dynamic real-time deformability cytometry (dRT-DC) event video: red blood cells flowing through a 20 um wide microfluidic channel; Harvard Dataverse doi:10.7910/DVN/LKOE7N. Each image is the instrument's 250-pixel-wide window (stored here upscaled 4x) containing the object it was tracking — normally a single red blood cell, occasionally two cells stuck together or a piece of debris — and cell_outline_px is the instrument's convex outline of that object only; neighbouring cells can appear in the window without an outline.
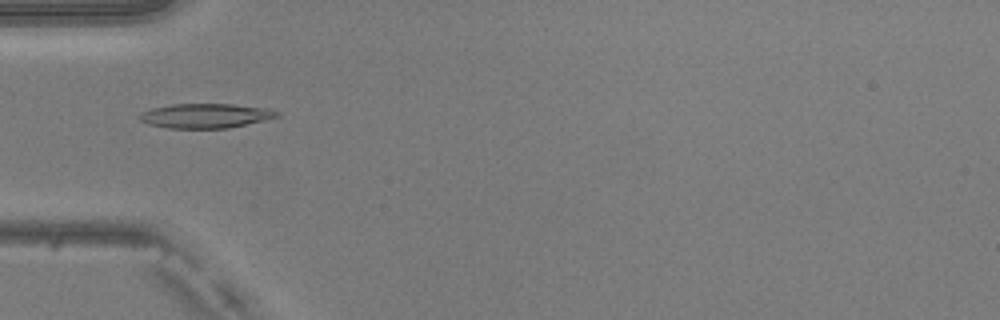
{"species": "common noctule bat (a hibernating species)", "species_latin": "Nyctalus noctula", "temperature_condition": "warm", "stored_images_in_passage": 38, "camera_frame_rate_fps": 3000, "um_per_image_px": 0.085, "animal": {"sex": "male", "body_mass_g": 20.5, "forearm_length_mm": 52.5}, "frame": {"image": 1, "passage_image": 5, "time_ms": 1.333, "image_size_px": [1000, 320], "cell_outline_px": [[280, 116], [264, 120], [228, 128], [168, 128], [148, 124], [140, 120], [140, 112], [152, 108], [172, 104], [232, 104], [268, 108], [280, 112]], "centroid_in_image_um": [17.48, 9.83], "position_along_channel_um": 67.5, "area_um2": 19.59}}
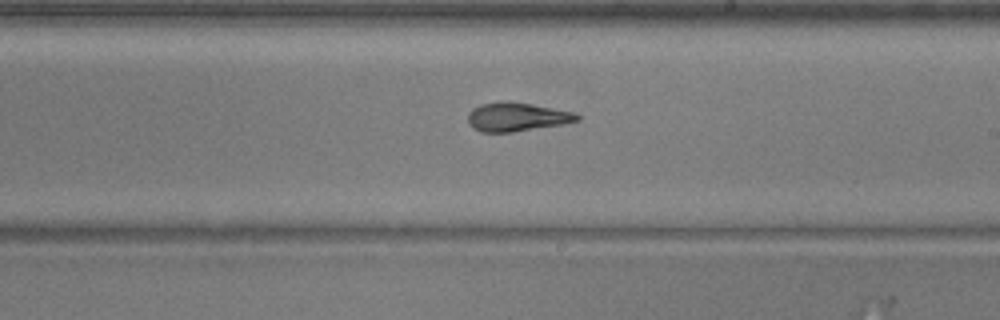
{"frame": {"image": 2, "passage_image": 18, "time_ms": 5.667, "image_size_px": [1000, 320], "cell_outline_px": [[580, 120], [560, 124], [512, 132], [480, 132], [472, 128], [468, 124], [468, 112], [472, 108], [480, 104], [504, 100], [508, 100], [532, 104], [572, 112], [580, 116]], "centroid_in_image_um": [43.84, 9.92], "position_along_channel_um": 245.2, "area_um2": 18.32}}
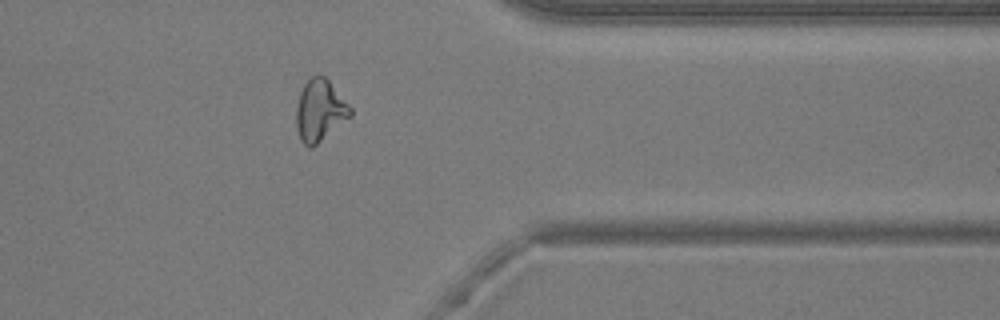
{"frame": {"image": 3, "passage_image": 29, "time_ms": 9.333, "image_size_px": [1000, 320], "cell_outline_px": [[352, 116], [312, 148], [308, 148], [300, 140], [296, 128], [296, 108], [300, 92], [304, 84], [312, 76], [324, 76], [328, 80], [352, 108]], "centroid_in_image_um": [27.18, 9.43], "position_along_channel_um": 384.2, "area_um2": 19.42}, "authors_computed_cell_mechanics": {"area_um2": 18.496, "velocity_mm_per_s": 4.0797, "shape_relaxation_time_tau1_ms": 5.1787, "shape_relaxation_time_tau2_ms": 1.8263, "deformation_change_tau1": 0.1967, "deformation_change_tau2": 0.0927}}